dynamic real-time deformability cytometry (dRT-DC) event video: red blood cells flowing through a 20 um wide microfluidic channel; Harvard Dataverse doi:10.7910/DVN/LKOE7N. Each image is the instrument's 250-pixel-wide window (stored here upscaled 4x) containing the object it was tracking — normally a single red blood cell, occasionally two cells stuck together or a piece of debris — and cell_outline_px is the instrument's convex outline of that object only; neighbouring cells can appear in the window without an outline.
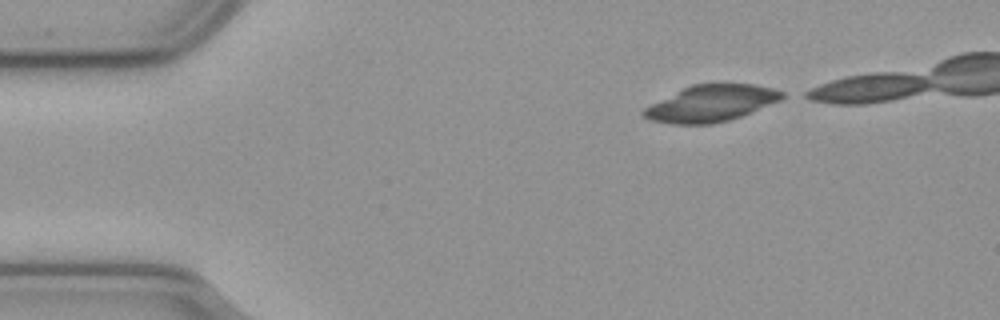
{"species": "common noctule bat (a hibernating species)", "species_latin": "Nyctalus noctula", "temperature_condition": "cold", "stored_images_in_passage": 38, "camera_frame_rate_fps": 3000, "um_per_image_px": 0.085, "animal": {"sex": "male", "body_mass_g": 23.1, "forearm_length_mm": 52.7}, "frame": {"image": 1, "passage_image": 1, "time_ms": 0.0, "image_size_px": [1000, 320], "cell_outline_px": [[788, 96], [780, 100], [740, 116], [728, 120], [712, 124], [672, 124], [652, 120], [644, 116], [640, 112], [644, 108], [692, 84], [756, 84], [772, 88], [784, 92]], "centroid_in_image_um": [60.47, 8.78], "position_along_channel_um": 24.5, "area_um2": 29.02}}